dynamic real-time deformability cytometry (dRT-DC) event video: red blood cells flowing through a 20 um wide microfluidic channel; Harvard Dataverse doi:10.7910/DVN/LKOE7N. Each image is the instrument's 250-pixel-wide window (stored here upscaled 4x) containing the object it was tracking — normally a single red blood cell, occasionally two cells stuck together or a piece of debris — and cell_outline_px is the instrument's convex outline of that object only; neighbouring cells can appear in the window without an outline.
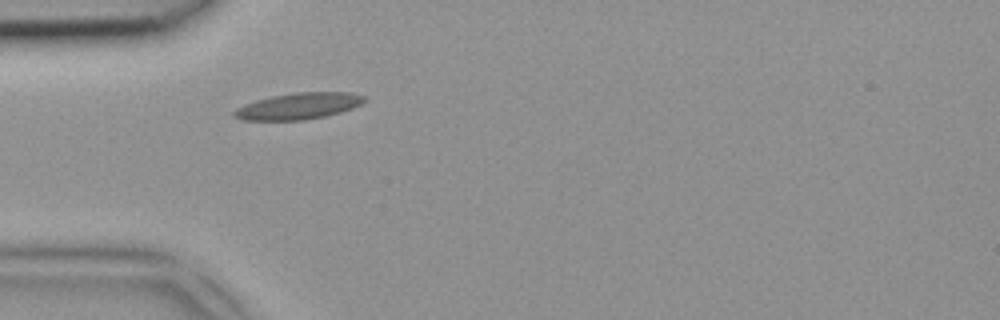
{"species": "common noctule bat (a hibernating species)", "species_latin": "Nyctalus noctula", "temperature_condition": "room temperature", "stored_images_in_passage": 3, "camera_frame_rate_fps": 3000, "um_per_image_px": 0.085, "animal": {"sex": "female", "body_mass_g": 18.4}, "frame": {"image": 1, "passage_image": 1, "time_ms": 0.0, "image_size_px": [1000, 320], "cell_outline_px": [[368, 100], [352, 108], [340, 112], [324, 116], [304, 120], [244, 120], [232, 116], [232, 112], [236, 108], [244, 104], [256, 100], [272, 96], [296, 92], [352, 92], [368, 96]], "centroid_in_image_um": [25.4, 9.01], "position_along_channel_um": 59.6, "area_um2": 20.17}}
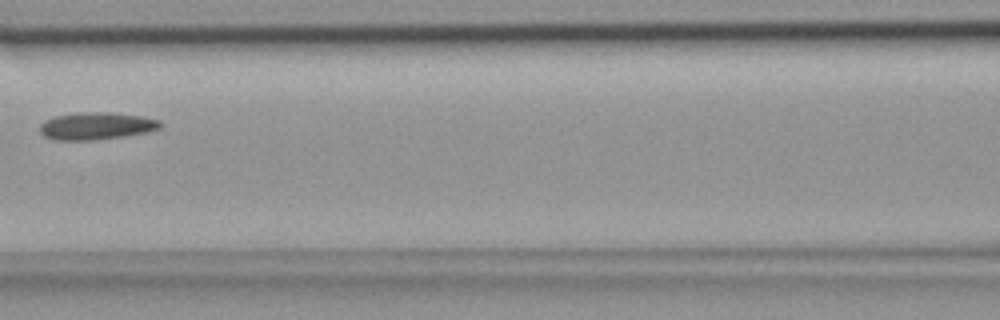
{"frame": {"image": 2, "passage_image": 3, "time_ms": 0.667, "image_size_px": [1000, 320], "cell_outline_px": [[160, 128], [148, 132], [124, 136], [96, 140], [52, 140], [44, 136], [40, 132], [40, 124], [44, 120], [56, 116], [76, 112], [108, 112], [140, 116], [160, 120]], "centroid_in_image_um": [8.15, 10.71], "position_along_channel_um": 158.5, "area_um2": 19.25}}